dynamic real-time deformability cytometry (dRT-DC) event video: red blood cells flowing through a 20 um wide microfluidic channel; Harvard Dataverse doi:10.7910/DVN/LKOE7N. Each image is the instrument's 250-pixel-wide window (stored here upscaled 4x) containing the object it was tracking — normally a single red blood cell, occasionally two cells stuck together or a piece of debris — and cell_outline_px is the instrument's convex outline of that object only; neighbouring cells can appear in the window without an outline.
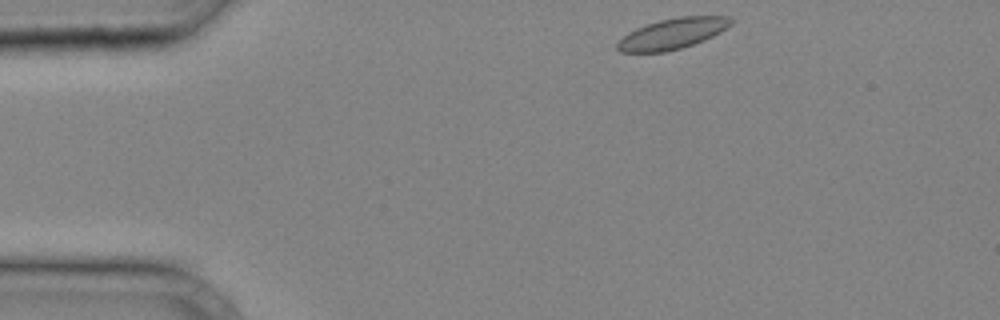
{"species": "common noctule bat (a hibernating species)", "species_latin": "Nyctalus noctula", "temperature_condition": "cold", "stored_images_in_passage": 28, "camera_frame_rate_fps": 3000, "um_per_image_px": 0.085, "animal": {"sex": "male", "body_mass_g": 20.4}, "frame": {"image": 1, "passage_image": 1, "time_ms": 0.0, "image_size_px": [1000, 320], "cell_outline_px": [[736, 20], [732, 24], [720, 32], [704, 40], [680, 48], [664, 52], [620, 52], [616, 48], [616, 44], [628, 32], [636, 28], [660, 20], [680, 16], [728, 16]], "centroid_in_image_um": [57.18, 2.85], "position_along_channel_um": 27.8, "area_um2": 20.23}}
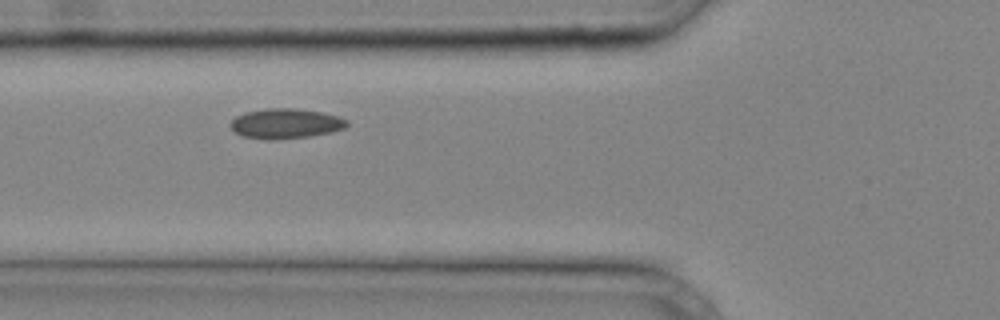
{"frame": {"image": 2, "passage_image": 9, "time_ms": 2.667, "image_size_px": [1000, 320], "cell_outline_px": [[348, 124], [344, 128], [332, 132], [308, 136], [272, 140], [268, 140], [244, 136], [236, 132], [228, 124], [236, 116], [244, 112], [264, 108], [296, 108], [320, 112], [340, 116], [348, 120]], "centroid_in_image_um": [24.28, 10.49], "position_along_channel_um": 101.5, "area_um2": 20.4}}
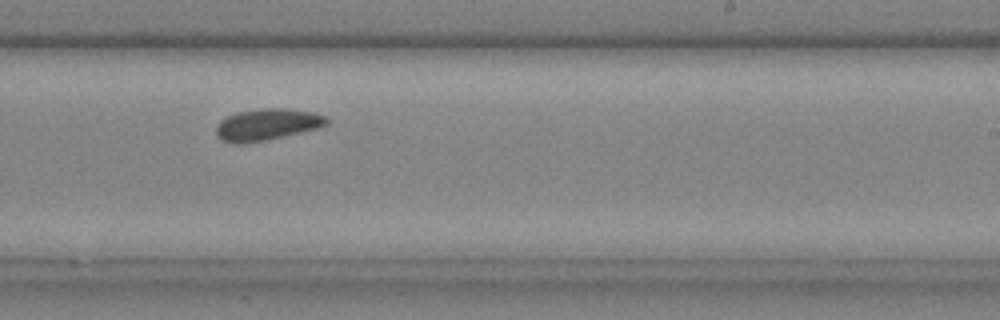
{"frame": {"image": 3, "passage_image": 19, "time_ms": 6.0, "image_size_px": [1000, 320], "cell_outline_px": [[328, 124], [320, 128], [284, 136], [244, 144], [232, 144], [220, 140], [216, 136], [216, 128], [220, 120], [236, 112], [264, 108], [284, 108], [312, 112], [328, 116]], "centroid_in_image_um": [22.69, 10.59], "position_along_channel_um": 266.3, "area_um2": 20.58}}